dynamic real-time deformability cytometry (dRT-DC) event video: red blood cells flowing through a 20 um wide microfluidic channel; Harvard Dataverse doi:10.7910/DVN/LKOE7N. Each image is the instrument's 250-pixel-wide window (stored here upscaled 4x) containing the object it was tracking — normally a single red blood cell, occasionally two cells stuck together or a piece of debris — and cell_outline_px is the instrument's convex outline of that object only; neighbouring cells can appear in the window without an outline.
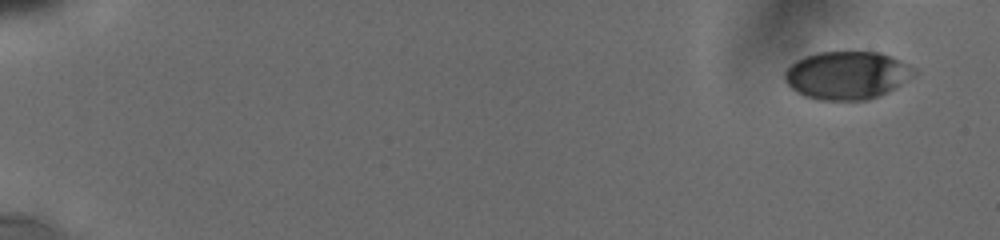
{"species": "human", "species_latin": "Homo sapiens", "temperature_condition": "cold", "stored_images_in_passage": 43, "camera_frame_rate_fps": 3000, "um_per_image_px": 0.085, "donor": {"sex": "male"}, "frame": {"image": 1, "passage_image": 1, "time_ms": 0.0, "image_size_px": [1000, 240], "cell_outline_px": [[916, 72], [912, 76], [900, 84], [880, 96], [868, 100], [820, 100], [808, 96], [792, 88], [784, 80], [784, 72], [796, 60], [804, 56], [820, 52], [876, 52], [888, 56], [916, 68]], "centroid_in_image_um": [71.97, 6.4], "position_along_channel_um": 13.0, "area_um2": 35.66}}
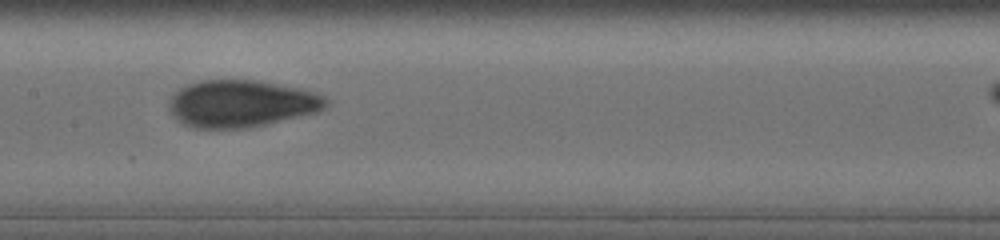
{"frame": {"image": 2, "passage_image": 25, "time_ms": 9.333, "image_size_px": [1000, 240], "cell_outline_px": [[328, 104], [324, 108], [316, 112], [248, 128], [196, 128], [184, 124], [176, 120], [168, 108], [168, 104], [172, 96], [180, 88], [188, 84], [200, 80], [256, 80], [296, 88], [312, 92], [324, 96], [328, 100]], "centroid_in_image_um": [20.46, 8.81], "position_along_channel_um": 186.9, "area_um2": 42.71}}
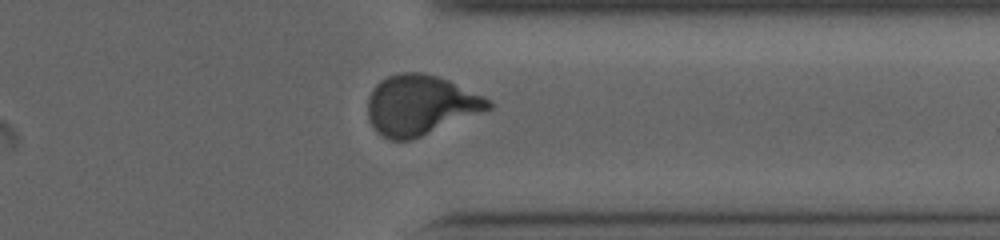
{"frame": {"image": 3, "passage_image": 38, "time_ms": 14.333, "image_size_px": [1000, 240], "cell_outline_px": [[492, 108], [412, 140], [388, 140], [380, 136], [376, 132], [368, 116], [368, 96], [372, 88], [380, 80], [388, 76], [400, 72], [424, 72], [448, 80], [484, 96], [492, 104]], "centroid_in_image_um": [35.69, 8.93], "position_along_channel_um": 375.7, "area_um2": 42.19}}